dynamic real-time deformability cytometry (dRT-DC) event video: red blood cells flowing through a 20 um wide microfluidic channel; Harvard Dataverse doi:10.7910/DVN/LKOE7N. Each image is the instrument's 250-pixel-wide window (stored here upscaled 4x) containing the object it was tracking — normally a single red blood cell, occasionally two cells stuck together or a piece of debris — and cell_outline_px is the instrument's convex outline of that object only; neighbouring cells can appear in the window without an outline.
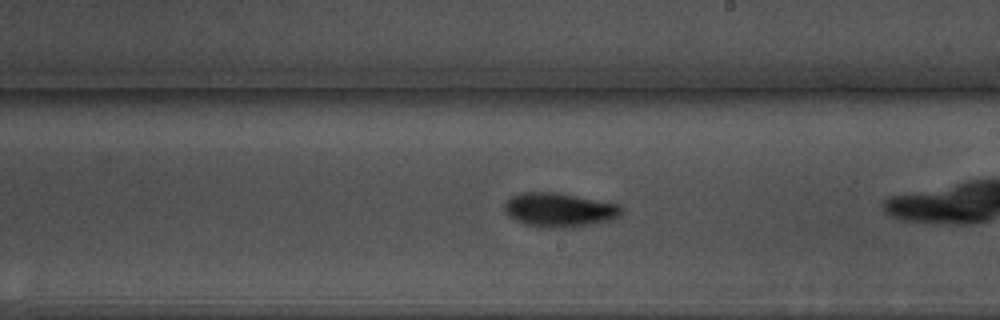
{"species": "common noctule bat (a hibernating species)", "species_latin": "Nyctalus noctula", "temperature_condition": "warm", "stored_images_in_passage": 28, "camera_frame_rate_fps": 3000, "um_per_image_px": 0.085, "animal": {"sex": "male", "body_mass_g": 17.5, "forearm_length_mm": 52.3}, "frame": {"image": 1, "passage_image": 16, "time_ms": 5.0, "image_size_px": [1000, 320], "cell_outline_px": [[624, 208], [620, 216], [608, 220], [572, 228], [556, 228], [524, 224], [516, 220], [504, 212], [504, 204], [512, 196], [520, 192], [560, 192], [620, 204]], "centroid_in_image_um": [47.57, 17.82], "position_along_channel_um": 241.4, "area_um2": 23.41}}